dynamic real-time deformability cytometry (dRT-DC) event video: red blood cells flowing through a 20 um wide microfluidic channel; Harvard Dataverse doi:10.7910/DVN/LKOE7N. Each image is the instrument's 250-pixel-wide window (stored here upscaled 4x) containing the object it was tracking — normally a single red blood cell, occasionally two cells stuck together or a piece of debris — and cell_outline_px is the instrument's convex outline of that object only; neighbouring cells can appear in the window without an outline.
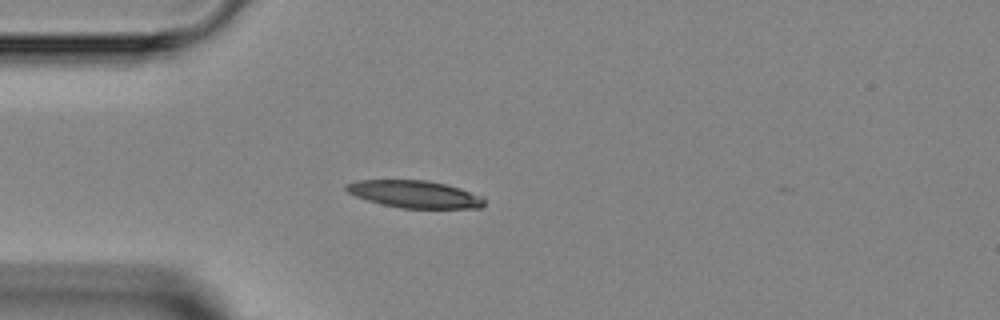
{"species": "Egyptian fruit bat (a non-hibernating species)", "species_latin": "Rousettus aegyptiacus", "temperature_condition": "room temperature", "stored_images_in_passage": 4, "camera_frame_rate_fps": 3000, "um_per_image_px": 0.085, "animal": {"sex": "female"}, "frame": {"image": 1, "passage_image": 4, "time_ms": 3.333, "image_size_px": [1000, 320], "cell_outline_px": [[484, 204], [480, 208], [400, 208], [368, 200], [356, 196], [348, 192], [344, 188], [344, 184], [356, 180], [428, 180], [460, 188], [484, 196]], "centroid_in_image_um": [35.25, 16.5], "position_along_channel_um": 49.8, "area_um2": 21.96}}